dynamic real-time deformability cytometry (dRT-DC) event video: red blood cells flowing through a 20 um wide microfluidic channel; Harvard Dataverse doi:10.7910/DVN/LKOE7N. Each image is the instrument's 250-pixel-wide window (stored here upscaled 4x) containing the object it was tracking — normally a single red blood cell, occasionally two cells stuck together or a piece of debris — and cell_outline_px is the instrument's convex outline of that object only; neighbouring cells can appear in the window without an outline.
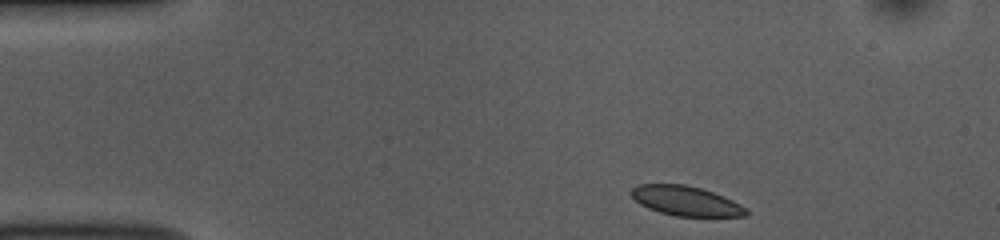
{"species": "common noctule bat (a hibernating species)", "species_latin": "Nyctalus noctula", "temperature_condition": "room temperature", "stored_images_in_passage": 45, "camera_frame_rate_fps": 3000, "um_per_image_px": 0.085, "animal": {"sex": "female", "body_mass_g": 10.0, "forearm_length_mm": 53.1}, "frame": {"image": 1, "passage_image": 1, "time_ms": 0.0, "image_size_px": [1000, 240], "cell_outline_px": [[748, 216], [676, 216], [660, 212], [648, 208], [640, 204], [628, 192], [636, 184], [684, 184], [700, 188], [724, 196], [748, 208]], "centroid_in_image_um": [58.29, 17.07], "position_along_channel_um": 26.7, "area_um2": 19.88}}
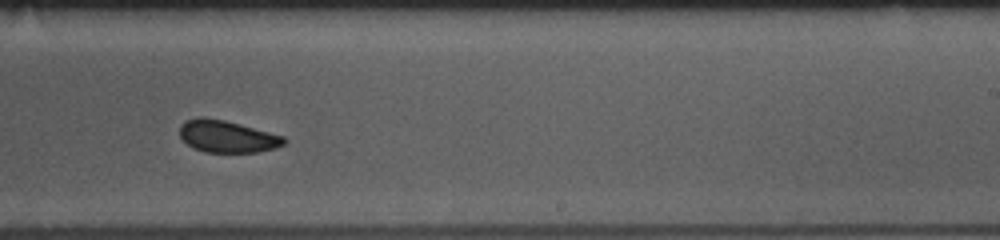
{"frame": {"image": 2, "passage_image": 25, "time_ms": 8.0, "image_size_px": [1000, 240], "cell_outline_px": [[288, 140], [284, 144], [276, 148], [256, 152], [204, 152], [192, 148], [180, 136], [180, 124], [184, 120], [200, 116], [204, 116], [224, 120], [284, 136]], "centroid_in_image_um": [19.28, 11.59], "position_along_channel_um": 269.7, "area_um2": 19.59}}
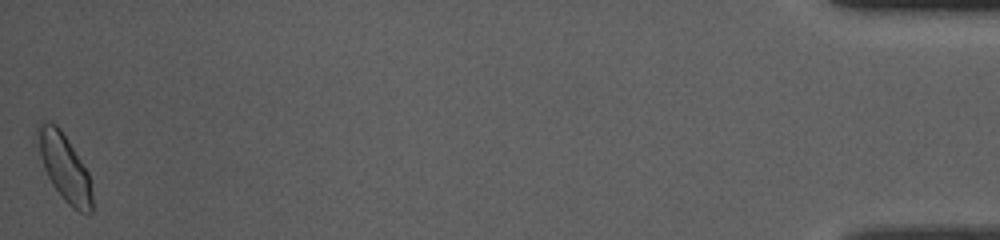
{"frame": {"image": 3, "passage_image": 45, "time_ms": 14.667, "image_size_px": [1000, 240], "cell_outline_px": [[92, 212], [80, 212], [72, 208], [64, 200], [52, 184], [44, 168], [40, 156], [36, 132], [36, 124], [40, 120], [56, 124], [60, 128], [88, 172], [92, 192]], "centroid_in_image_um": [5.45, 14.2], "position_along_channel_um": 429.7, "area_um2": 21.1}, "authors_computed_cell_mechanics": {"area_um2": 20.2878, "velocity_mm_per_s": 3.797, "shape_relaxation_time_tau1_ms": 3.9881, "shape_relaxation_time_tau2_ms": 3.8798, "deformation_change_tau1": 0.063, "deformation_change_tau2": 0.0659}}